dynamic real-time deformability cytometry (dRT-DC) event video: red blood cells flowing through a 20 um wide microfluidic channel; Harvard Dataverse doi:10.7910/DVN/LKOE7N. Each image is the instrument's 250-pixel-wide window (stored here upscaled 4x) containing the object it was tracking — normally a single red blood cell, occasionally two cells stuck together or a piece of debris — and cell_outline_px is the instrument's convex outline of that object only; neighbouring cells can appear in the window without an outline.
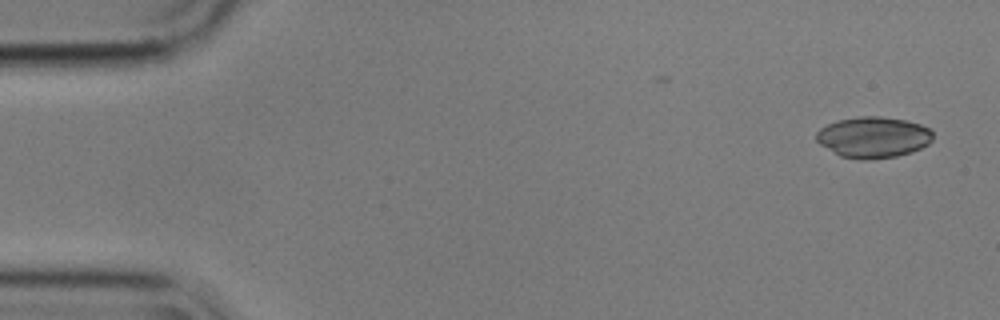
{"species": "common noctule bat (a hibernating species)", "species_latin": "Nyctalus noctula", "temperature_condition": "cold", "stored_images_in_passage": 2, "camera_frame_rate_fps": 3000, "um_per_image_px": 0.085, "animal": {"sex": "male", "body_mass_g": 17.9}, "frame": {"image": 1, "passage_image": 2, "time_ms": 0.333, "image_size_px": [1000, 320], "cell_outline_px": [[932, 140], [928, 144], [912, 152], [896, 156], [864, 160], [860, 160], [840, 156], [820, 144], [816, 140], [816, 132], [820, 128], [836, 120], [860, 116], [880, 116], [904, 120], [920, 124], [928, 128], [932, 132]], "centroid_in_image_um": [74.21, 11.66], "position_along_channel_um": 10.8, "area_um2": 27.86}}